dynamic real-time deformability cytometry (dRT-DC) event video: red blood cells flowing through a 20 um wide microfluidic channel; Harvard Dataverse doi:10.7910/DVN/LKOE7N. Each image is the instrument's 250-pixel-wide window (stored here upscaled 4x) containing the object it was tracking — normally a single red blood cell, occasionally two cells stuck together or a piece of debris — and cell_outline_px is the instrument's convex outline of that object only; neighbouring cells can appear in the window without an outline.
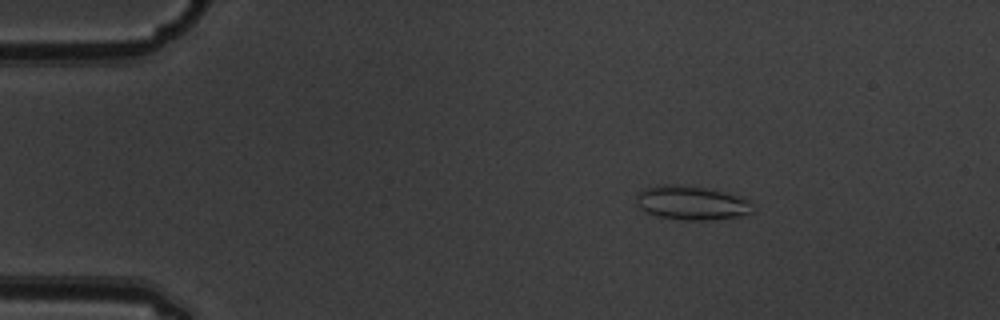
{"species": "common noctule bat (a hibernating species)", "species_latin": "Nyctalus noctula", "temperature_condition": "warm", "stored_images_in_passage": 5, "camera_frame_rate_fps": 3000, "um_per_image_px": 0.085, "animal": {"sex": "male", "body_mass_g": 19.5, "forearm_length_mm": 54.6}, "frame": {"image": 1, "passage_image": 3, "time_ms": 0.667, "image_size_px": [1000, 320], "cell_outline_px": [[752, 212], [740, 216], [708, 220], [684, 220], [656, 216], [640, 208], [636, 204], [636, 192], [644, 188], [664, 184], [680, 184], [704, 188], [724, 192], [740, 196], [748, 200], [752, 204]], "centroid_in_image_um": [58.74, 17.24], "position_along_channel_um": 26.3, "area_um2": 23.12}}